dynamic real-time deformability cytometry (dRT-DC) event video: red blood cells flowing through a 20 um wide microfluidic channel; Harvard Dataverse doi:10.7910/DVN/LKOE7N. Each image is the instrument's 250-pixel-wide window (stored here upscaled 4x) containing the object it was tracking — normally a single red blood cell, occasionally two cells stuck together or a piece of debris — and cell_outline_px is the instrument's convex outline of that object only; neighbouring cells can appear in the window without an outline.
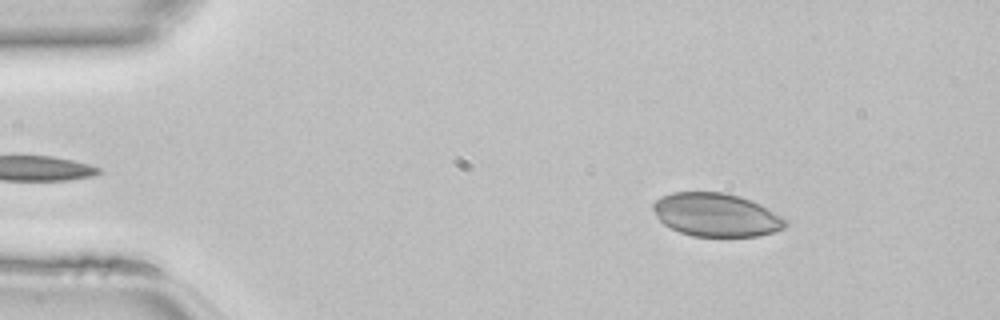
{"species": "common noctule bat (a hibernating species)", "species_latin": "Nyctalus noctula", "temperature_condition": "room temperature", "stored_images_in_passage": 45, "camera_frame_rate_fps": 3000, "um_per_image_px": 0.085, "animal": {"sex": "female", "body_mass_g": 22.7, "forearm_length_mm": 54.2}, "frame": {"image": 1, "passage_image": 6, "time_ms": 1.667, "image_size_px": [1000, 320], "cell_outline_px": [[788, 224], [784, 228], [772, 232], [756, 236], [692, 236], [680, 232], [664, 224], [660, 220], [652, 208], [652, 204], [660, 196], [672, 192], [724, 192], [740, 196], [752, 200], [760, 204], [788, 220]], "centroid_in_image_um": [60.87, 18.25], "position_along_channel_um": 24.1, "area_um2": 33.41}}
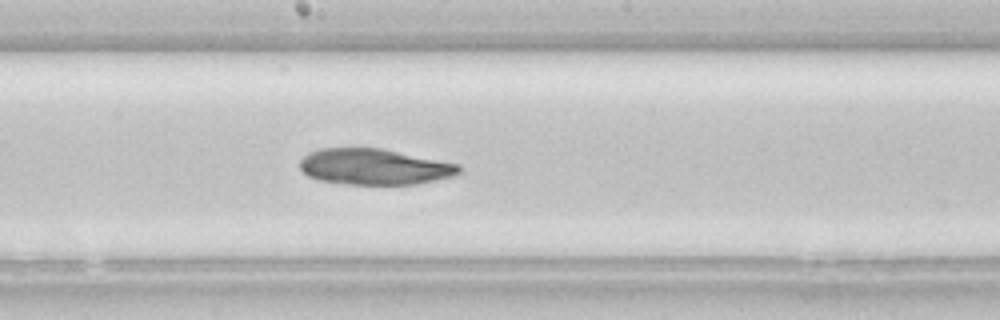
{"frame": {"image": 2, "passage_image": 24, "time_ms": 7.667, "image_size_px": [1000, 320], "cell_outline_px": [[460, 172], [452, 176], [416, 184], [348, 184], [320, 180], [308, 176], [300, 168], [300, 160], [308, 152], [320, 148], [384, 148], [460, 164]], "centroid_in_image_um": [31.81, 14.16], "position_along_channel_um": 216.4, "area_um2": 33.35}}
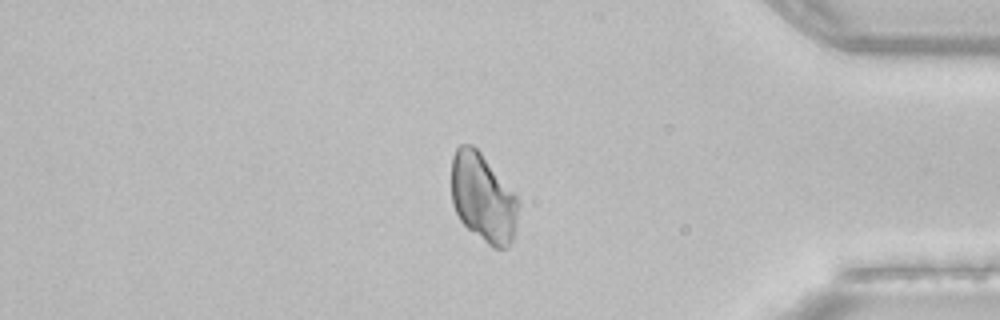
{"frame": {"image": 3, "passage_image": 38, "time_ms": 12.333, "image_size_px": [1000, 320], "cell_outline_px": [[520, 204], [512, 240], [508, 248], [492, 248], [468, 228], [460, 220], [452, 204], [452, 156], [456, 148], [460, 144], [472, 144], [480, 152], [516, 196]], "centroid_in_image_um": [41.05, 16.82], "position_along_channel_um": 394.2, "area_um2": 34.33}}